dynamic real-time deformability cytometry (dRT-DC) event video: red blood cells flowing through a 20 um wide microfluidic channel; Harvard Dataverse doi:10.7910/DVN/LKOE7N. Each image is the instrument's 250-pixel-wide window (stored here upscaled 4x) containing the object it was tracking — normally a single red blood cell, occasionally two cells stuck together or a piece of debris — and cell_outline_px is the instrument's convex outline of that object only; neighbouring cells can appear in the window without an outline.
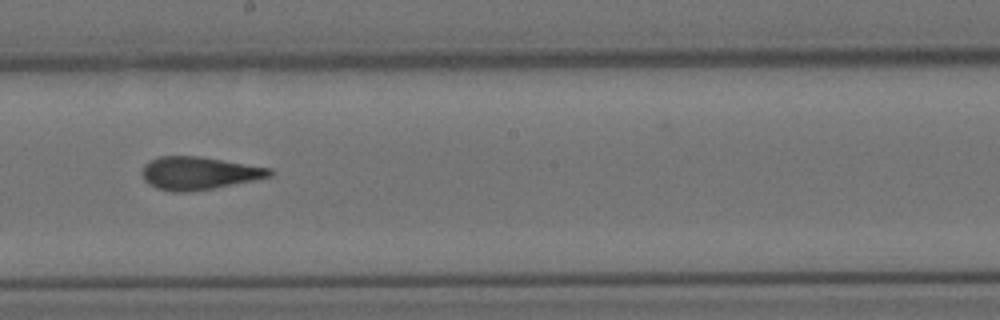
{"species": "Egyptian fruit bat (a non-hibernating species)", "species_latin": "Rousettus aegyptiacus", "temperature_condition": "cold", "stored_images_in_passage": 15, "camera_frame_rate_fps": 3000, "um_per_image_px": 0.085, "animal": {"sex": "female"}, "frame": {"image": 1, "passage_image": 9, "time_ms": 10.0, "image_size_px": [1000, 320], "cell_outline_px": [[276, 172], [272, 176], [212, 188], [188, 192], [172, 192], [156, 188], [148, 184], [144, 180], [140, 172], [144, 164], [148, 160], [160, 156], [200, 156], [272, 168]], "centroid_in_image_um": [16.87, 14.71], "position_along_channel_um": 231.3, "area_um2": 24.62}}
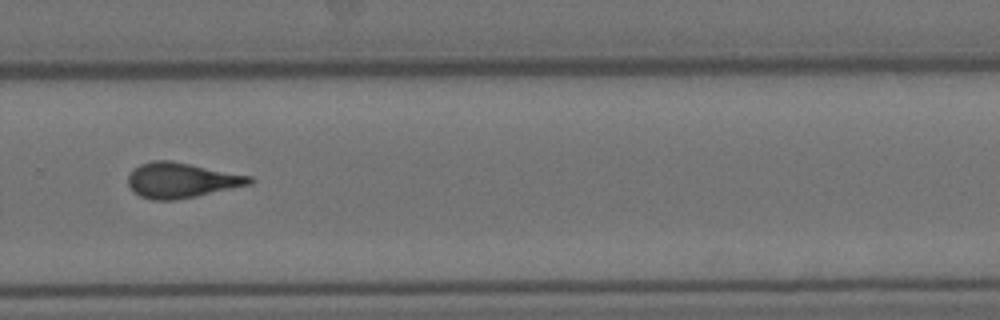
{"frame": {"image": 2, "passage_image": 11, "time_ms": 12.333, "image_size_px": [1000, 320], "cell_outline_px": [[256, 180], [252, 184], [196, 196], [172, 200], [152, 200], [140, 196], [128, 184], [128, 176], [140, 164], [152, 160], [168, 160], [252, 176]], "centroid_in_image_um": [15.45, 15.32], "position_along_channel_um": 314.3, "area_um2": 24.62}, "authors_computed_cell_mechanics": {"area_um2": 23.2934, "velocity_mm_per_s": 3.5568, "shape_relaxation_time_tau1_ms": null, "shape_relaxation_time_tau2_ms": 1.392, "deformation_change_tau1": null, "deformation_change_tau2": 0.0685}}